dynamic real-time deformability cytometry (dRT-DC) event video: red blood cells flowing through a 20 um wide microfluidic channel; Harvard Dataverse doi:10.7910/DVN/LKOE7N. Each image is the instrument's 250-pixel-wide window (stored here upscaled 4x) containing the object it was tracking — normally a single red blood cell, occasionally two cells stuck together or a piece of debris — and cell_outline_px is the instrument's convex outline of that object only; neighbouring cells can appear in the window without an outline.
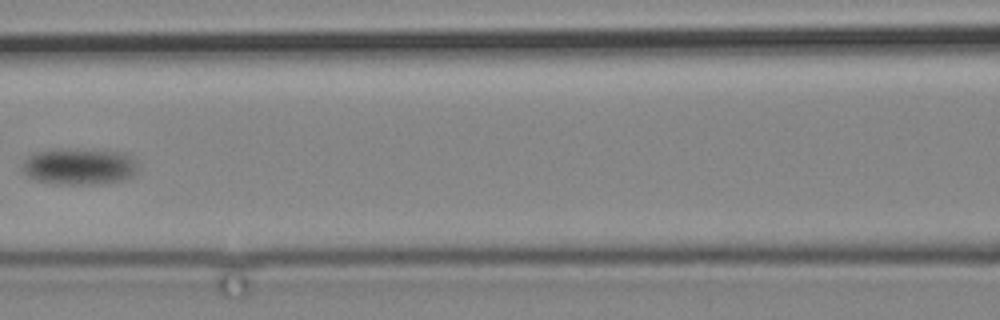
{"species": "common noctule bat (a hibernating species)", "species_latin": "Nyctalus noctula", "temperature_condition": "cold", "stored_images_in_passage": 20, "camera_frame_rate_fps": 3000, "um_per_image_px": 0.085, "animal": {"sex": "male", "body_mass_g": 19.2, "forearm_length_mm": 51.8}, "frame": {"image": 1, "passage_image": 15, "time_ms": 17.667, "image_size_px": [1000, 320], "cell_outline_px": [[140, 168], [132, 176], [120, 180], [92, 184], [56, 184], [36, 180], [28, 176], [24, 172], [24, 160], [32, 152], [56, 148], [68, 148], [124, 152], [132, 156], [136, 160]], "centroid_in_image_um": [6.75, 14.12], "position_along_channel_um": 159.8, "area_um2": 24.91}}
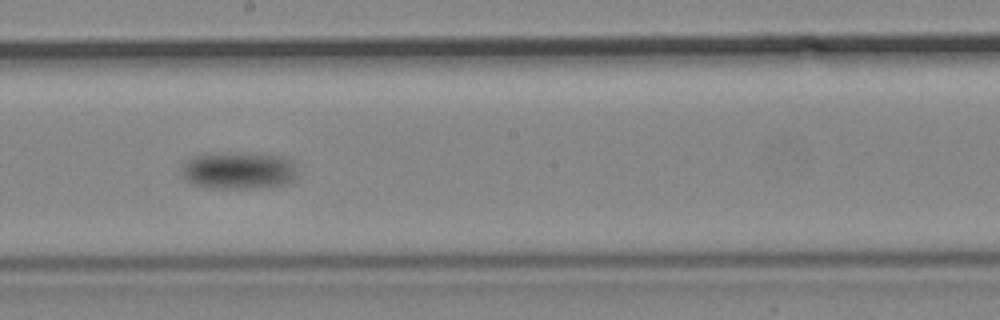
{"frame": {"image": 2, "passage_image": 17, "time_ms": 20.333, "image_size_px": [1000, 320], "cell_outline_px": [[296, 176], [292, 180], [284, 184], [264, 188], [208, 188], [192, 184], [184, 180], [184, 164], [192, 156], [212, 152], [252, 152], [280, 156], [292, 160]], "centroid_in_image_um": [20.26, 14.47], "position_along_channel_um": 227.9, "area_um2": 25.49}}
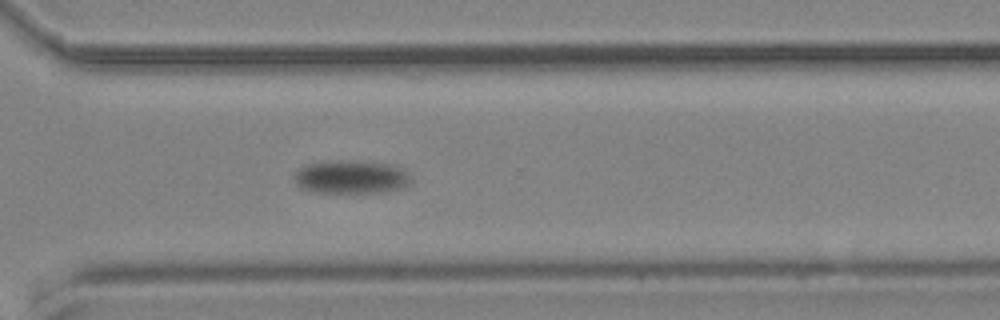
{"frame": {"image": 3, "passage_image": 20, "time_ms": 24.667, "image_size_px": [1000, 320], "cell_outline_px": [[408, 184], [404, 188], [384, 192], [312, 192], [296, 184], [296, 172], [304, 164], [328, 160], [356, 160], [396, 164], [404, 168], [408, 176]], "centroid_in_image_um": [29.87, 15.01], "position_along_channel_um": 340.7, "area_um2": 22.89}}